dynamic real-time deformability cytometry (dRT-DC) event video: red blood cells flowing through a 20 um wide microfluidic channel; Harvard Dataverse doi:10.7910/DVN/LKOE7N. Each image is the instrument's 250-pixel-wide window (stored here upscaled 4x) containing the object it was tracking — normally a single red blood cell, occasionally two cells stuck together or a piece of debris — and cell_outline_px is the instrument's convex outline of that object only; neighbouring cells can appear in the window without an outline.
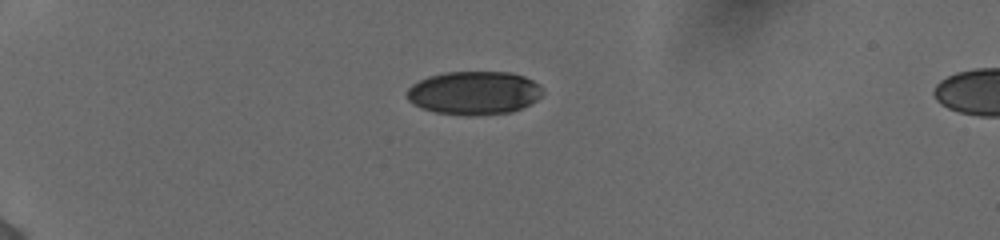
{"species": "human", "species_latin": "Homo sapiens", "temperature_condition": "cold", "stored_images_in_passage": 40, "camera_frame_rate_fps": 3000, "um_per_image_px": 0.085, "donor": {"sex": "female"}, "frame": {"image": 1, "passage_image": 1, "time_ms": 0.0, "image_size_px": [1000, 240], "cell_outline_px": [[544, 92], [536, 100], [512, 112], [472, 116], [468, 116], [436, 112], [420, 108], [408, 100], [408, 88], [412, 84], [428, 76], [444, 72], [508, 72], [524, 76], [532, 80], [544, 88]], "centroid_in_image_um": [40.3, 7.9], "position_along_channel_um": 44.7, "area_um2": 34.39}}
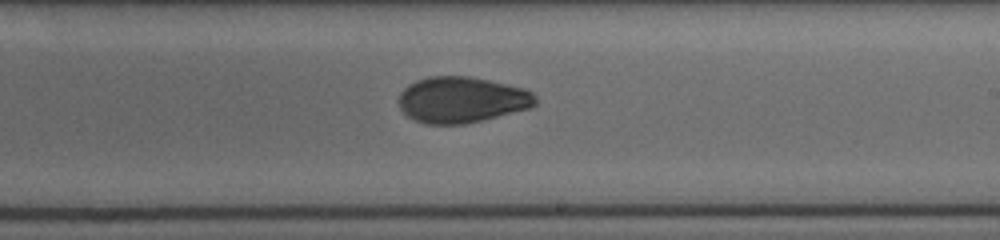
{"frame": {"image": 2, "passage_image": 21, "time_ms": 6.667, "image_size_px": [1000, 240], "cell_outline_px": [[536, 104], [528, 108], [464, 124], [424, 124], [408, 116], [400, 108], [400, 92], [408, 84], [416, 80], [428, 76], [468, 76], [488, 80], [524, 88], [532, 92], [536, 96]], "centroid_in_image_um": [39.22, 8.47], "position_along_channel_um": 249.8, "area_um2": 36.36}}
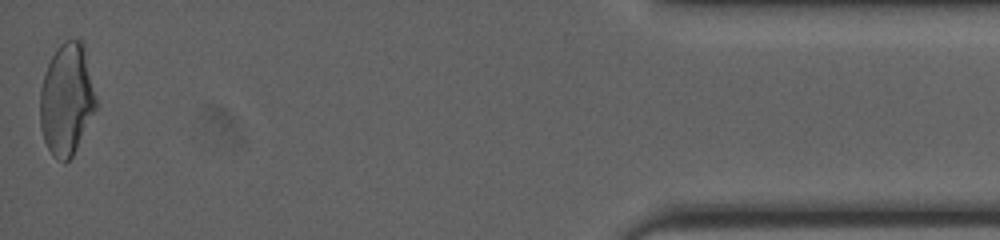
{"frame": {"image": 3, "passage_image": 40, "time_ms": 13.0, "image_size_px": [1000, 240], "cell_outline_px": [[96, 108], [72, 156], [64, 164], [56, 160], [52, 156], [44, 140], [40, 128], [40, 88], [44, 72], [56, 48], [64, 40], [80, 40], [84, 48], [96, 96]], "centroid_in_image_um": [5.64, 8.48], "position_along_channel_um": 429.6, "area_um2": 36.3}, "authors_computed_cell_mechanics": {"area_um2": 36.125, "velocity_mm_per_s": 3.8907, "shape_relaxation_time_tau1_ms": 7.6639, "shape_relaxation_time_tau2_ms": 2.2849, "deformation_change_tau1": 0.1925, "deformation_change_tau2": 0.063}}